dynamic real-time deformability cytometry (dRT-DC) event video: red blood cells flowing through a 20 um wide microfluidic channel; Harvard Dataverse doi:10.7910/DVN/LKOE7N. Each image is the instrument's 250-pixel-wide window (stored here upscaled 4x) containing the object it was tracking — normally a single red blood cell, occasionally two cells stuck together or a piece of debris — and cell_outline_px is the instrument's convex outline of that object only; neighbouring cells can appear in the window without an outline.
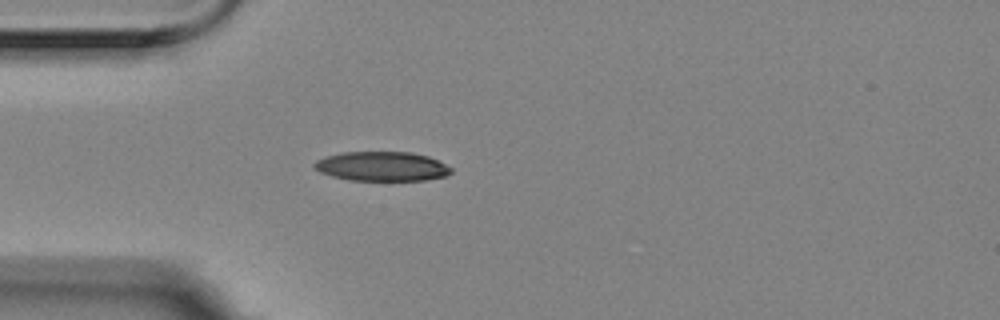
{"species": "Egyptian fruit bat (a non-hibernating species)", "species_latin": "Rousettus aegyptiacus", "temperature_condition": "room temperature", "stored_images_in_passage": 4, "camera_frame_rate_fps": 3000, "um_per_image_px": 0.085, "animal": {"sex": "female"}, "frame": {"image": 1, "passage_image": 4, "time_ms": 1.0, "image_size_px": [1000, 320], "cell_outline_px": [[452, 172], [448, 176], [424, 180], [352, 180], [332, 176], [320, 172], [312, 164], [316, 160], [324, 156], [344, 152], [412, 152], [428, 156], [452, 168]], "centroid_in_image_um": [32.46, 14.13], "position_along_channel_um": 52.5, "area_um2": 23.41}}